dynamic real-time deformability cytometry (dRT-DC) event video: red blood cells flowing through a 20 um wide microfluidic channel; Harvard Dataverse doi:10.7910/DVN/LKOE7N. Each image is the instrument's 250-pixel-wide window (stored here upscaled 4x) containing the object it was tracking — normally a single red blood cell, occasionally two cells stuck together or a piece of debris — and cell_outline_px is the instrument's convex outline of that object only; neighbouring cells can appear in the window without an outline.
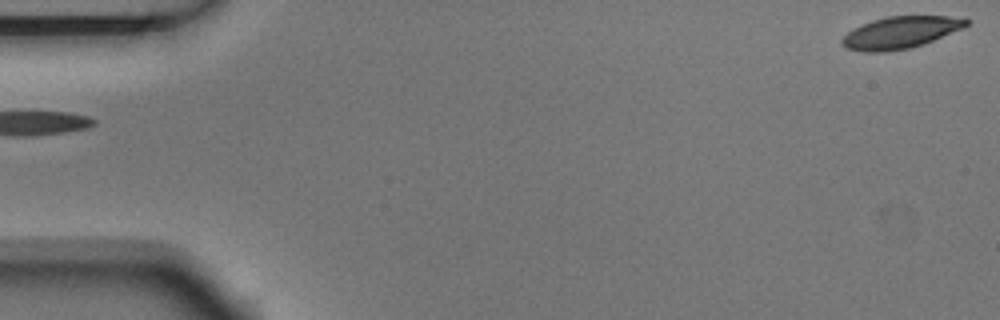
{"species": "Egyptian fruit bat (a non-hibernating species)", "species_latin": "Rousettus aegyptiacus", "temperature_condition": "room temperature", "stored_images_in_passage": 4, "segment_of_instrument_passage": [2, 2], "camera_frame_rate_fps": 3000, "um_per_image_px": 0.085, "animal": {"sex": "male"}, "frame": {"image": 1, "passage_image": 4, "time_ms": 1.0, "image_size_px": [1000, 320], "cell_outline_px": [[972, 20], [964, 28], [932, 40], [908, 48], [888, 52], [864, 52], [848, 48], [840, 44], [840, 40], [848, 32], [872, 20], [888, 16], [948, 16]], "centroid_in_image_um": [76.54, 2.76], "position_along_channel_um": 8.5, "area_um2": 22.83}}